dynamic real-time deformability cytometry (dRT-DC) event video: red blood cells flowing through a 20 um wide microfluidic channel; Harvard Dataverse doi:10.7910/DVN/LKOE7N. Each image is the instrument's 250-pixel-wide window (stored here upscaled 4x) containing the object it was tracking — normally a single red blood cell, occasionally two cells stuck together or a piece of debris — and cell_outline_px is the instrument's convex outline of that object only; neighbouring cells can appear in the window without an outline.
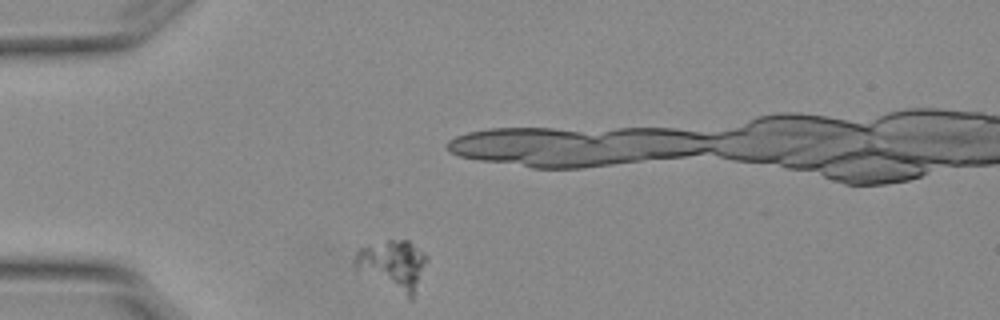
{"species": "Egyptian fruit bat (a non-hibernating species)", "species_latin": "Rousettus aegyptiacus", "temperature_condition": "warm", "stored_images_in_passage": 10, "camera_frame_rate_fps": 3000, "um_per_image_px": 0.085, "animal": {"sex": "female"}, "frame": {"image": 1, "passage_image": 1, "time_ms": 0.0, "image_size_px": [1000, 320], "cell_outline_px": [[428, 256], [412, 300], [408, 300], [356, 268], [352, 264], [352, 260], [356, 252], [360, 248], [388, 240], [408, 240], [424, 252]], "centroid_in_image_um": [33.4, 22.54], "position_along_channel_um": 51.6, "area_um2": 20.75}}